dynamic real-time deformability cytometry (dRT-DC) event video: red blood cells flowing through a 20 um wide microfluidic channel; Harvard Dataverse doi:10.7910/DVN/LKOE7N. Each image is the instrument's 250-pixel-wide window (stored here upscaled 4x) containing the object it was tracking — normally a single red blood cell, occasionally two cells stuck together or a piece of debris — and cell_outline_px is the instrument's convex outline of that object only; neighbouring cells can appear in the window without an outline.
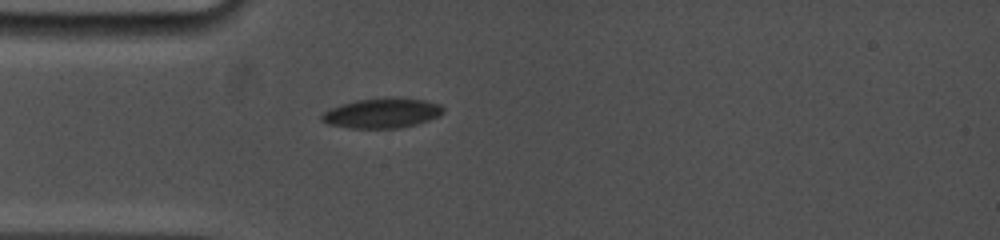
{"species": "common noctule bat (a hibernating species)", "species_latin": "Nyctalus noctula", "temperature_condition": "cold", "stored_images_in_passage": 37, "camera_frame_rate_fps": 5000, "um_per_image_px": 0.085, "animal": {"sex": "female", "body_mass_g": 19.0, "forearm_length_mm": 53.3}, "frame": {"image": 1, "passage_image": 1, "time_ms": 0.0, "image_size_px": [1000, 240], "cell_outline_px": [[444, 112], [440, 116], [416, 124], [400, 128], [348, 128], [328, 124], [320, 120], [320, 116], [324, 112], [332, 108], [356, 100], [392, 96], [424, 100], [440, 104], [444, 108]], "centroid_in_image_um": [32.5, 9.61], "position_along_channel_um": 52.5, "area_um2": 21.33}}
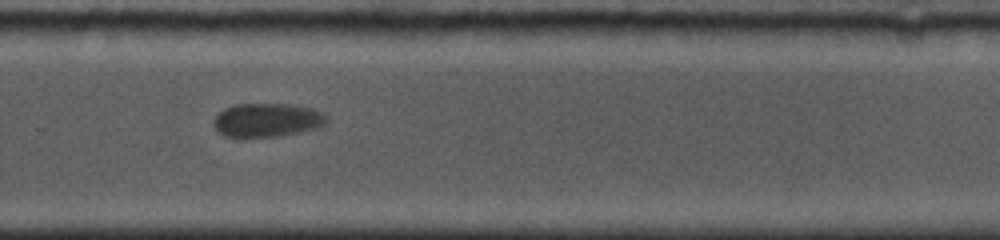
{"frame": {"image": 2, "passage_image": 19, "time_ms": 7.2, "image_size_px": [1000, 240], "cell_outline_px": [[328, 120], [324, 124], [316, 128], [300, 132], [276, 136], [224, 136], [212, 124], [216, 116], [224, 108], [236, 104], [288, 104], [312, 108], [328, 116]], "centroid_in_image_um": [22.71, 10.19], "position_along_channel_um": 307.1, "area_um2": 21.91}}
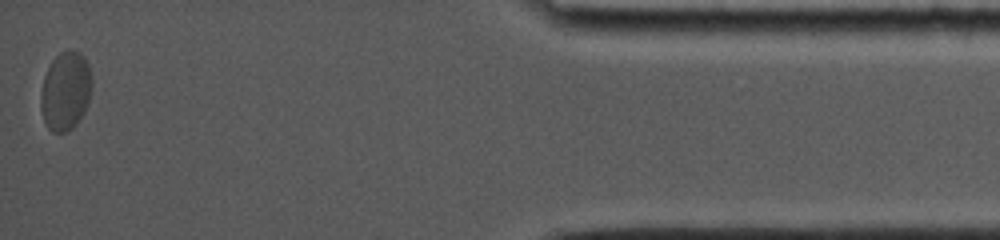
{"frame": {"image": 3, "passage_image": 37, "time_ms": 12.2, "image_size_px": [1000, 240], "cell_outline_px": [[92, 88], [88, 104], [84, 112], [76, 124], [68, 132], [52, 132], [44, 124], [40, 108], [40, 96], [44, 76], [52, 60], [60, 52], [68, 48], [80, 52], [84, 56], [88, 64], [92, 80]], "centroid_in_image_um": [5.57, 7.73], "position_along_channel_um": 429.6, "area_um2": 23.87}, "authors_computed_cell_mechanics": {"area_um2": 22.4842, "velocity_mm_per_s": 3.6305, "shape_relaxation_time_tau1_ms": 2.6442, "shape_relaxation_time_tau2_ms": 1.1548, "deformation_change_tau1": 0.0904, "deformation_change_tau2": 0.0372}}